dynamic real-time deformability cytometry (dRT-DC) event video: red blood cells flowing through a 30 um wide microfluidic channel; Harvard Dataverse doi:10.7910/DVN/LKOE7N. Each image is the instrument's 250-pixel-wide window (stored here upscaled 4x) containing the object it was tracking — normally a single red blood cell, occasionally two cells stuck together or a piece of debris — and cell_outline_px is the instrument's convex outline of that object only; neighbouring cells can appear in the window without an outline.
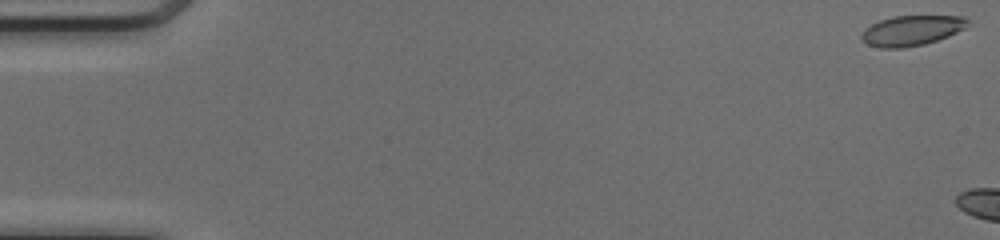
{"species": "common noctule bat (a hibernating species)", "species_latin": "Nyctalus noctula", "temperature_condition": "cold", "stored_images_in_passage": 5, "camera_frame_rate_fps": 3000, "um_per_image_px": 0.085, "animal": {"sex": "female", "body_mass_g": 17.0, "forearm_length_mm": 48.0}, "frame": {"image": 1, "passage_image": 1, "time_ms": 0.0, "image_size_px": [1000, 240], "cell_outline_px": [[968, 20], [964, 28], [948, 36], [924, 44], [900, 48], [880, 48], [868, 44], [860, 36], [864, 28], [880, 20], [892, 16], [964, 16]], "centroid_in_image_um": [77.45, 2.59], "position_along_channel_um": 7.5, "area_um2": 18.44}}